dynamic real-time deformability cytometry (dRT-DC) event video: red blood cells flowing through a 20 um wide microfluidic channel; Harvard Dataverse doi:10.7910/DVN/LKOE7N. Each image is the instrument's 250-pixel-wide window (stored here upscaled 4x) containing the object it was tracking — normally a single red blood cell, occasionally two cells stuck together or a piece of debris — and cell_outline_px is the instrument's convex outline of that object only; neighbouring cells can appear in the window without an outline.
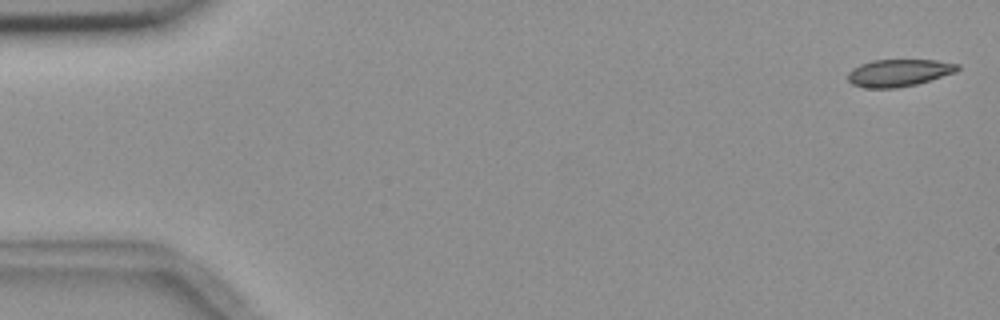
{"species": "common noctule bat (a hibernating species)", "species_latin": "Nyctalus noctula", "temperature_condition": "room temperature", "stored_images_in_passage": 4, "camera_frame_rate_fps": 3000, "um_per_image_px": 0.085, "animal": {"sex": "female", "body_mass_g": 18.4}, "frame": {"image": 1, "passage_image": 1, "time_ms": 0.0, "image_size_px": [1000, 320], "cell_outline_px": [[960, 68], [956, 72], [916, 84], [896, 88], [868, 88], [852, 84], [848, 80], [848, 72], [852, 68], [860, 64], [872, 60], [936, 60], [960, 64]], "centroid_in_image_um": [76.4, 6.18], "position_along_channel_um": 8.6, "area_um2": 17.4}}